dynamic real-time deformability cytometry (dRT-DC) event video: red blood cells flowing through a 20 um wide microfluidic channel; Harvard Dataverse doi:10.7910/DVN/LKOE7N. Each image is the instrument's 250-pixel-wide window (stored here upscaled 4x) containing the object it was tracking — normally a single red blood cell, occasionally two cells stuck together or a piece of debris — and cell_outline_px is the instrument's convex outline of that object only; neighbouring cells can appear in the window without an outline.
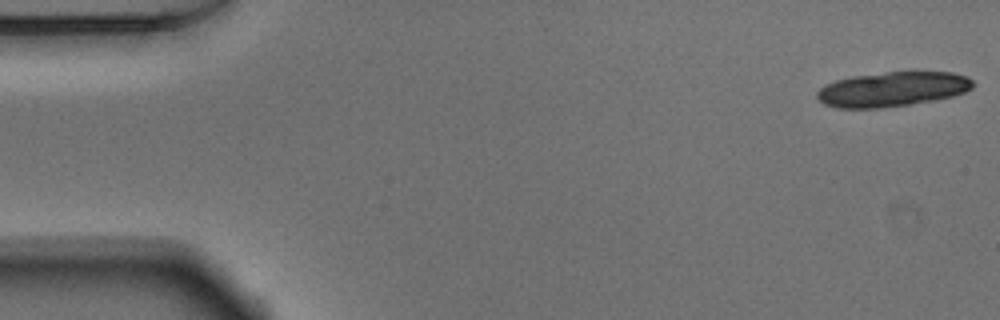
{"species": "Egyptian fruit bat (a non-hibernating species)", "species_latin": "Rousettus aegyptiacus", "temperature_condition": "warm", "stored_images_in_passage": 19, "camera_frame_rate_fps": 3000, "um_per_image_px": 0.085, "animal": {"sex": "male"}, "frame": {"image": 1, "passage_image": 1, "time_ms": 0.0, "image_size_px": [1000, 320], "cell_outline_px": [[976, 84], [972, 88], [964, 92], [952, 96], [936, 100], [880, 108], [836, 108], [824, 104], [816, 96], [816, 92], [824, 84], [836, 80], [852, 76], [884, 72], [952, 72], [968, 76]], "centroid_in_image_um": [75.85, 7.58], "position_along_channel_um": 9.1, "area_um2": 31.67}}